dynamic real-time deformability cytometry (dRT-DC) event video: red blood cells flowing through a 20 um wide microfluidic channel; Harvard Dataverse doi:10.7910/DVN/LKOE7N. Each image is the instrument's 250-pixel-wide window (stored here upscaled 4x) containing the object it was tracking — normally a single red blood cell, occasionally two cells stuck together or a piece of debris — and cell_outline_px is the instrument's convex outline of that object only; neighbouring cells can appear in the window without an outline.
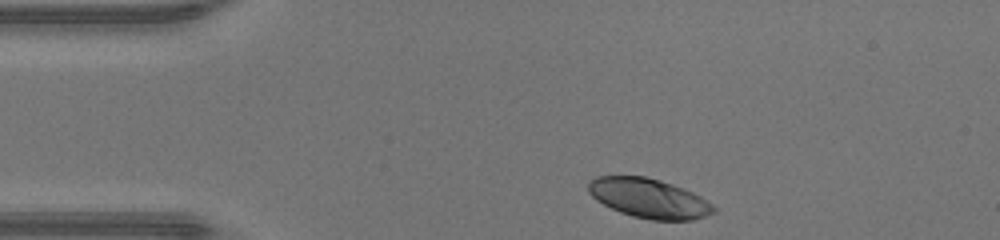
{"species": "human", "species_latin": "Homo sapiens", "temperature_condition": "warm", "stored_images_in_passage": 31, "camera_frame_rate_fps": 3000, "um_per_image_px": 0.085, "donor": {"sex": "male"}, "frame": {"image": 1, "passage_image": 1, "time_ms": 0.0, "image_size_px": [1000, 240], "cell_outline_px": [[716, 212], [692, 220], [652, 220], [632, 216], [620, 212], [596, 200], [588, 192], [588, 184], [596, 176], [644, 176], [660, 180], [684, 188], [700, 196], [712, 204], [716, 208]], "centroid_in_image_um": [55.17, 16.85], "position_along_channel_um": 29.8, "area_um2": 28.73}}
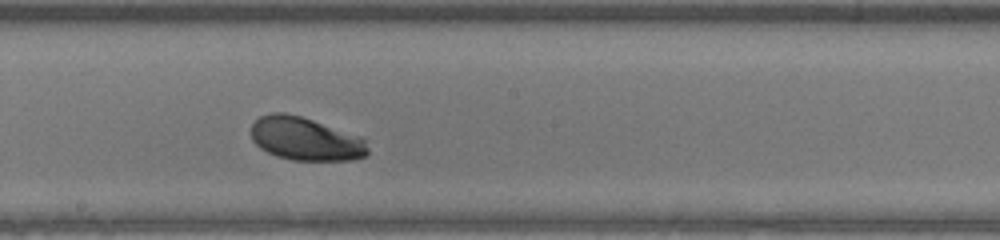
{"frame": {"image": 2, "passage_image": 18, "time_ms": 5.667, "image_size_px": [1000, 240], "cell_outline_px": [[368, 156], [352, 160], [292, 160], [276, 156], [260, 148], [252, 140], [252, 124], [260, 116], [272, 112], [284, 112], [300, 116], [360, 136], [364, 140], [368, 148]], "centroid_in_image_um": [25.96, 11.81], "position_along_channel_um": 222.2, "area_um2": 29.3}}
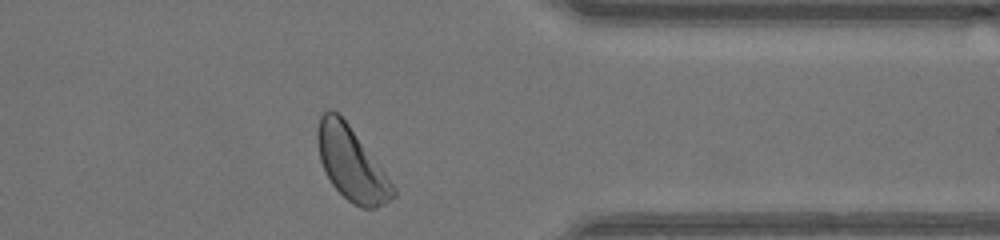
{"frame": {"image": 3, "passage_image": 30, "time_ms": 9.667, "image_size_px": [1000, 240], "cell_outline_px": [[396, 196], [376, 208], [360, 208], [352, 204], [332, 184], [320, 160], [316, 140], [316, 132], [320, 116], [328, 108], [332, 108], [348, 124], [396, 188]], "centroid_in_image_um": [29.85, 13.92], "position_along_channel_um": 381.6, "area_um2": 31.73}, "authors_computed_cell_mechanics": {"area_um2": 29.767, "velocity_mm_per_s": 4.3079, "shape_relaxation_time_tau1_ms": 1.5975, "shape_relaxation_time_tau2_ms": null, "deformation_change_tau1": 0.1163, "deformation_change_tau2": null}}